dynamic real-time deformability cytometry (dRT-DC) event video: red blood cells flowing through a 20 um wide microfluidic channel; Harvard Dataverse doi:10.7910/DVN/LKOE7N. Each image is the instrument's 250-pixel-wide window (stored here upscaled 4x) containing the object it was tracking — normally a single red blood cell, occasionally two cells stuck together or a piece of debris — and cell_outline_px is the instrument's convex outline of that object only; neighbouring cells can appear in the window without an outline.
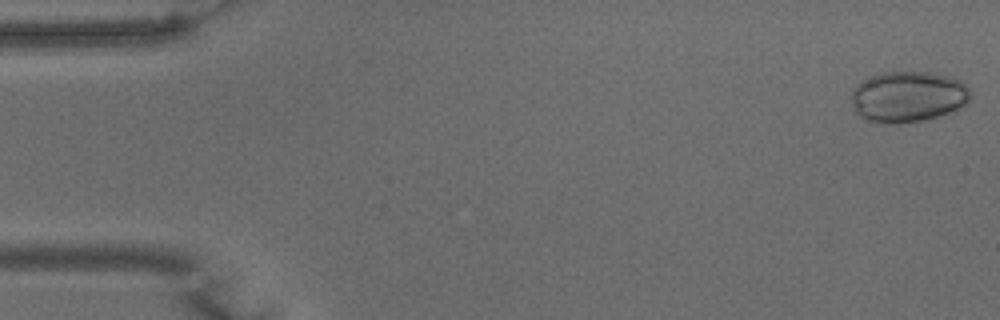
{"species": "common noctule bat (a hibernating species)", "species_latin": "Nyctalus noctula", "temperature_condition": "warm", "stored_images_in_passage": 52, "camera_frame_rate_fps": 3000, "um_per_image_px": 0.085, "animal": {"sex": "male", "body_mass_g": 15.6}, "frame": {"image": 1, "passage_image": 1, "time_ms": 0.0, "image_size_px": [1000, 320], "cell_outline_px": [[972, 96], [964, 104], [948, 112], [936, 116], [920, 120], [896, 124], [884, 124], [864, 120], [856, 112], [852, 104], [852, 88], [856, 84], [872, 76], [884, 72], [932, 72], [952, 76], [960, 80], [968, 88]], "centroid_in_image_um": [77.15, 8.21], "position_along_channel_um": 7.9, "area_um2": 35.32}}
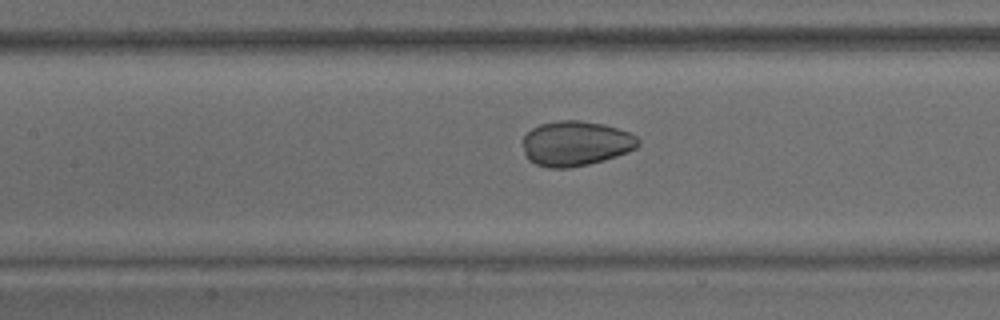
{"frame": {"image": 2, "passage_image": 23, "time_ms": 7.333, "image_size_px": [1000, 320], "cell_outline_px": [[640, 144], [636, 148], [628, 152], [604, 160], [588, 164], [568, 168], [548, 168], [536, 164], [528, 160], [524, 152], [520, 140], [532, 128], [540, 124], [560, 120], [580, 120], [604, 124], [628, 132], [636, 136], [640, 140]], "centroid_in_image_um": [48.91, 12.19], "position_along_channel_um": 158.5, "area_um2": 30.46}}
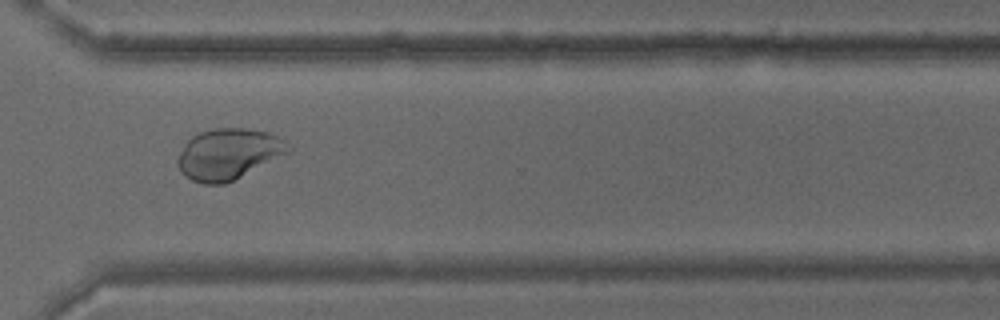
{"frame": {"image": 3, "passage_image": 38, "time_ms": 12.333, "image_size_px": [1000, 320], "cell_outline_px": [[292, 148], [288, 152], [224, 184], [204, 184], [192, 180], [184, 176], [180, 172], [176, 164], [176, 160], [184, 144], [192, 136], [200, 132], [212, 128], [244, 128], [268, 132], [284, 140]], "centroid_in_image_um": [19.35, 13.08], "position_along_channel_um": 351.2, "area_um2": 32.48}}